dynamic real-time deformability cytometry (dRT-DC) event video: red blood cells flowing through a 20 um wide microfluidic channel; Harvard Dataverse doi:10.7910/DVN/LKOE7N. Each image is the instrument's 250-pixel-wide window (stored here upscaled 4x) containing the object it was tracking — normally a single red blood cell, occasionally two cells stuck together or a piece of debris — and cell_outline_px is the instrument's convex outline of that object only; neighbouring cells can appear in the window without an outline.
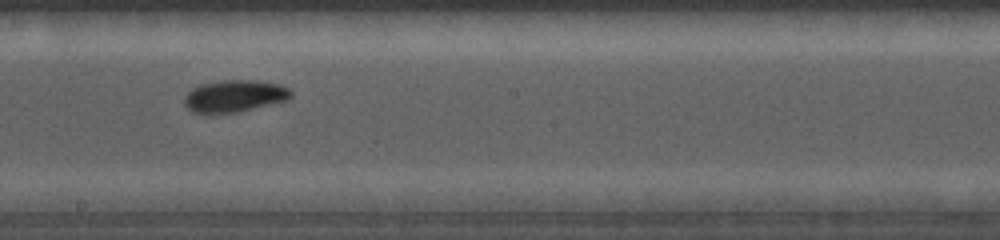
{"species": "common noctule bat (a hibernating species)", "species_latin": "Nyctalus noctula", "temperature_condition": "cold", "stored_images_in_passage": 25, "camera_frame_rate_fps": 5000, "um_per_image_px": 0.085, "animal": {"sex": "female", "body_mass_g": 19.0, "forearm_length_mm": 56.7}, "frame": {"image": 1, "passage_image": 11, "time_ms": 3.8, "image_size_px": [1000, 240], "cell_outline_px": [[292, 96], [284, 100], [236, 112], [212, 116], [192, 112], [184, 104], [184, 96], [192, 88], [200, 84], [228, 80], [256, 80], [280, 84], [288, 88], [292, 92]], "centroid_in_image_um": [19.85, 8.18], "position_along_channel_um": 228.3, "area_um2": 20.06}}
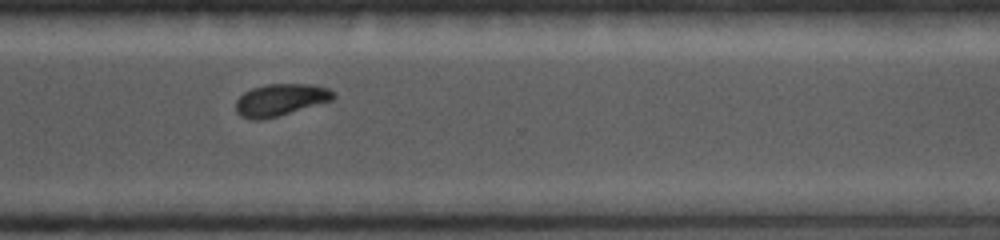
{"frame": {"image": 2, "passage_image": 18, "time_ms": 6.4, "image_size_px": [1000, 240], "cell_outline_px": [[336, 96], [332, 100], [276, 116], [260, 120], [252, 120], [240, 116], [236, 112], [236, 100], [244, 92], [252, 88], [264, 84], [312, 84], [328, 88], [336, 92]], "centroid_in_image_um": [23.83, 8.47], "position_along_channel_um": 346.8, "area_um2": 18.15}}